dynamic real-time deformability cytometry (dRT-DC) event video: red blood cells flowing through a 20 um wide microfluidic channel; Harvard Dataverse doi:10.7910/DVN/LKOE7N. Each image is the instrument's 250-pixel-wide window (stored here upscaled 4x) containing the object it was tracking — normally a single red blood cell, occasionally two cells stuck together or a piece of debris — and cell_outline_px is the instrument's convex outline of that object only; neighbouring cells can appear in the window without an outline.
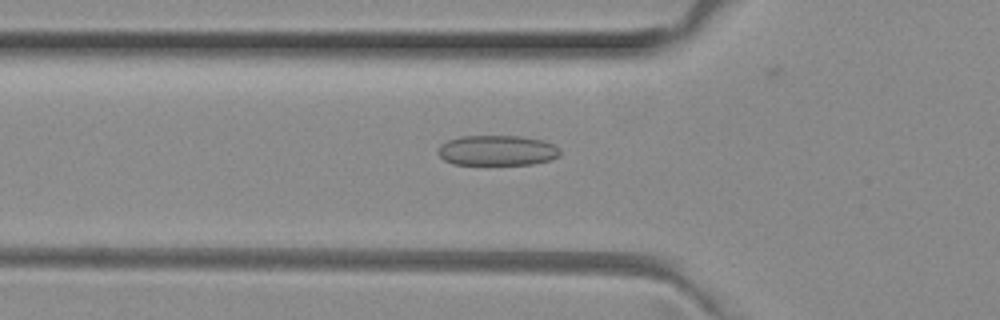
{"species": "common noctule bat (a hibernating species)", "species_latin": "Nyctalus noctula", "temperature_condition": "room temperature", "stored_images_in_passage": 41, "camera_frame_rate_fps": 3000, "um_per_image_px": 0.085, "animal": {"sex": "female", "body_mass_g": 29.2, "forearm_length_mm": 56.3}, "frame": {"image": 1, "passage_image": 10, "time_ms": 3.0, "image_size_px": [1000, 320], "cell_outline_px": [[560, 156], [552, 160], [532, 164], [452, 164], [444, 160], [436, 152], [440, 144], [448, 140], [460, 136], [520, 136], [544, 140], [560, 148]], "centroid_in_image_um": [42.26, 12.78], "position_along_channel_um": 83.5, "area_um2": 21.73}}
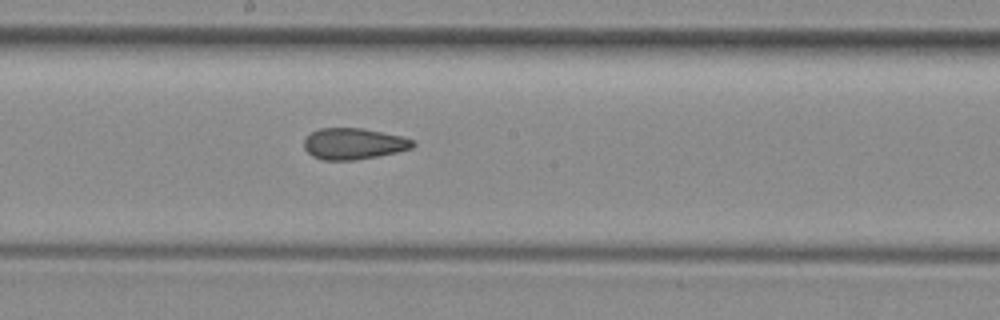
{"frame": {"image": 2, "passage_image": 20, "time_ms": 6.333, "image_size_px": [1000, 320], "cell_outline_px": [[416, 144], [412, 148], [396, 152], [376, 156], [352, 160], [324, 160], [312, 156], [304, 148], [304, 136], [320, 128], [364, 128], [404, 136], [412, 140]], "centroid_in_image_um": [30.05, 12.2], "position_along_channel_um": 218.2, "area_um2": 19.88}}
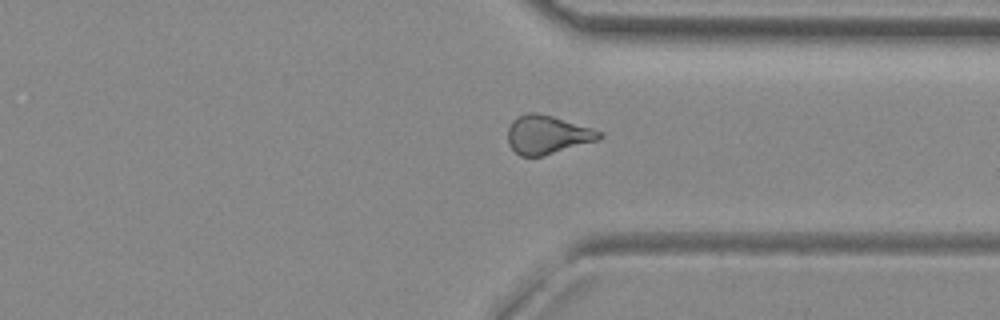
{"frame": {"image": 3, "passage_image": 31, "time_ms": 10.0, "image_size_px": [1000, 320], "cell_outline_px": [[604, 136], [600, 140], [540, 156], [520, 156], [508, 144], [508, 128], [512, 120], [516, 116], [528, 112], [536, 112], [552, 116], [592, 128], [604, 132]], "centroid_in_image_um": [46.53, 11.43], "position_along_channel_um": 364.9, "area_um2": 20.63}}